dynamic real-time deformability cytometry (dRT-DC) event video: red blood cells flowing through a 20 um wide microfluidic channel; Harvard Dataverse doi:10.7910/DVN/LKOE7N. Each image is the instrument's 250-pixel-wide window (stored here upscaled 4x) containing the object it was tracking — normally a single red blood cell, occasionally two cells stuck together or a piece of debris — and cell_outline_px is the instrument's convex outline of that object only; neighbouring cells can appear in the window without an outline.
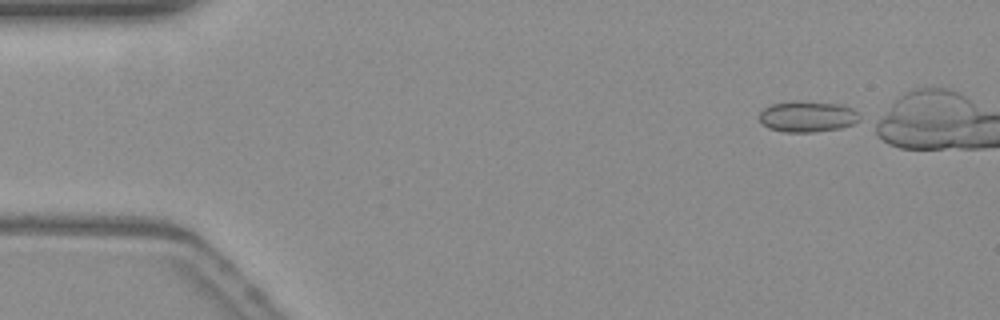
{"species": "common noctule bat (a hibernating species)", "species_latin": "Nyctalus noctula", "temperature_condition": "warm", "stored_images_in_passage": 39, "camera_frame_rate_fps": 3000, "um_per_image_px": 0.085, "animal": {"sex": "female", "body_mass_g": 19.3, "forearm_length_mm": 54.1}, "frame": {"image": 1, "passage_image": 1, "time_ms": 0.0, "image_size_px": [1000, 320], "cell_outline_px": [[860, 120], [852, 124], [840, 128], [812, 132], [788, 132], [768, 128], [760, 120], [760, 112], [764, 108], [772, 104], [796, 100], [800, 100], [844, 104], [852, 108], [860, 116]], "centroid_in_image_um": [68.66, 9.88], "position_along_channel_um": 16.3, "area_um2": 18.21}}
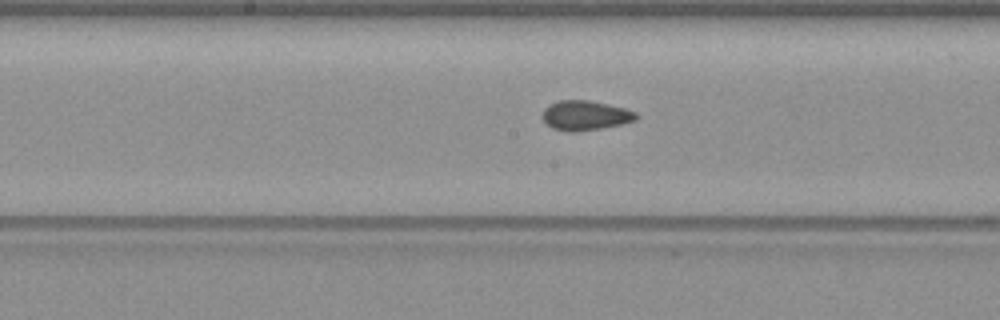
{"frame": {"image": 2, "passage_image": 23, "time_ms": 7.333, "image_size_px": [1000, 320], "cell_outline_px": [[640, 116], [636, 120], [620, 124], [600, 128], [576, 132], [568, 132], [552, 128], [544, 120], [544, 108], [560, 100], [588, 100], [608, 104], [624, 108], [636, 112]], "centroid_in_image_um": [49.78, 9.81], "position_along_channel_um": 198.4, "area_um2": 16.01}}
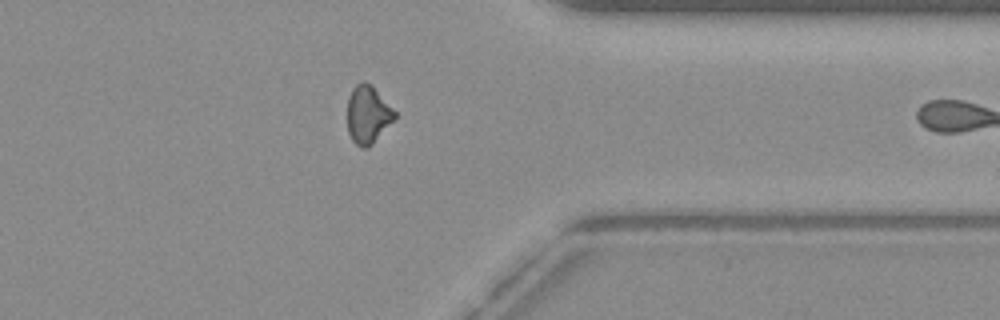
{"frame": {"image": 3, "passage_image": 38, "time_ms": 12.333, "image_size_px": [1000, 320], "cell_outline_px": [[396, 116], [372, 144], [368, 148], [360, 148], [352, 140], [348, 132], [348, 96], [352, 88], [356, 84], [364, 80], [372, 84], [396, 112]], "centroid_in_image_um": [31.25, 9.71], "position_along_channel_um": 380.2, "area_um2": 15.95}}